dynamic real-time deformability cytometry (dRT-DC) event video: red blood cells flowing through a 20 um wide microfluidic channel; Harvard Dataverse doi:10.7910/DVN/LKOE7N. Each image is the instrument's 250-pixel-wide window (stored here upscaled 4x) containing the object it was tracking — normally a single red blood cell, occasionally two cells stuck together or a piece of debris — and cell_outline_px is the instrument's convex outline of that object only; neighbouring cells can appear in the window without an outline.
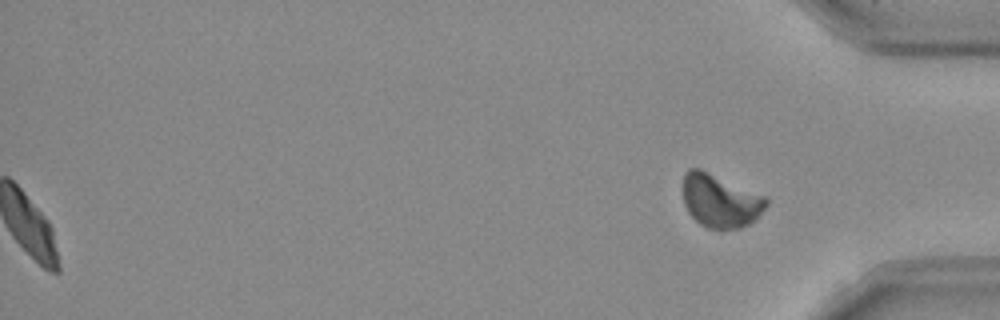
{"species": "Egyptian fruit bat (a non-hibernating species)", "species_latin": "Rousettus aegyptiacus", "temperature_condition": "room temperature", "stored_images_in_passage": 41, "segment_of_instrument_passage": [2, 2], "camera_frame_rate_fps": 3000, "um_per_image_px": 0.085, "frame": {"image": 1, "passage_image": 41, "time_ms": 13.333, "image_size_px": [1000, 320], "cell_outline_px": [[768, 204], [748, 224], [740, 228], [708, 228], [700, 224], [688, 212], [684, 204], [684, 176], [688, 168], [700, 168], [764, 196], [768, 200]], "centroid_in_image_um": [61.19, 17.05], "position_along_channel_um": 374.0, "area_um2": 25.26}}